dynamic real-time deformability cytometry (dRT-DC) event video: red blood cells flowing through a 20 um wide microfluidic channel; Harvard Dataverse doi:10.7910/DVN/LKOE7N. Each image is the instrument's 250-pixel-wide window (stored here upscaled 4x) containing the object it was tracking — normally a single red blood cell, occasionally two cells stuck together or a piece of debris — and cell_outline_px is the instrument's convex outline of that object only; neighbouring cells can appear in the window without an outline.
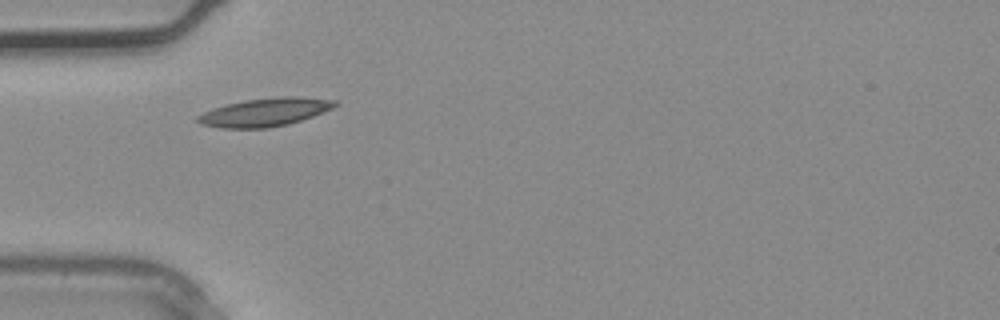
{"species": "common noctule bat (a hibernating species)", "species_latin": "Nyctalus noctula", "temperature_condition": "warm", "stored_images_in_passage": 2, "camera_frame_rate_fps": 3000, "um_per_image_px": 0.085, "animal": {"sex": "male", "body_mass_g": 20.4}, "frame": {"image": 1, "passage_image": 1, "time_ms": 0.0, "image_size_px": [1000, 320], "cell_outline_px": [[340, 104], [332, 108], [312, 116], [288, 124], [268, 128], [220, 128], [200, 124], [196, 120], [196, 116], [212, 108], [244, 100], [280, 96], [292, 96], [336, 100]], "centroid_in_image_um": [22.49, 9.53], "position_along_channel_um": 62.5, "area_um2": 22.54}}
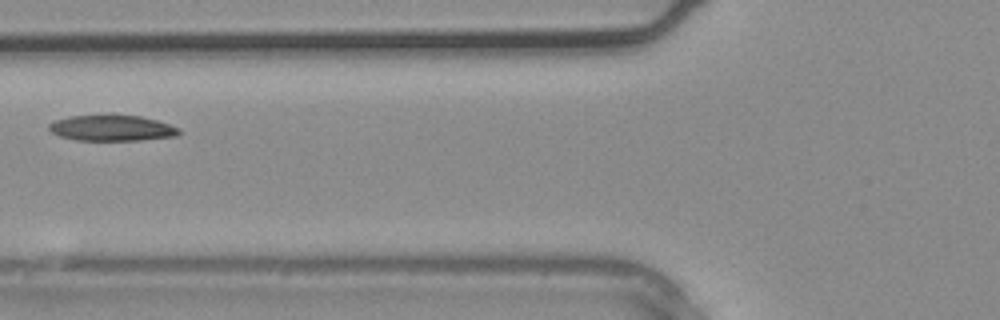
{"frame": {"image": 2, "passage_image": 2, "time_ms": 0.333, "image_size_px": [1000, 320], "cell_outline_px": [[180, 132], [176, 136], [140, 140], [76, 140], [60, 136], [52, 132], [48, 128], [48, 124], [52, 120], [68, 116], [140, 116], [156, 120], [180, 128]], "centroid_in_image_um": [9.47, 10.89], "position_along_channel_um": 116.3, "area_um2": 19.31}}